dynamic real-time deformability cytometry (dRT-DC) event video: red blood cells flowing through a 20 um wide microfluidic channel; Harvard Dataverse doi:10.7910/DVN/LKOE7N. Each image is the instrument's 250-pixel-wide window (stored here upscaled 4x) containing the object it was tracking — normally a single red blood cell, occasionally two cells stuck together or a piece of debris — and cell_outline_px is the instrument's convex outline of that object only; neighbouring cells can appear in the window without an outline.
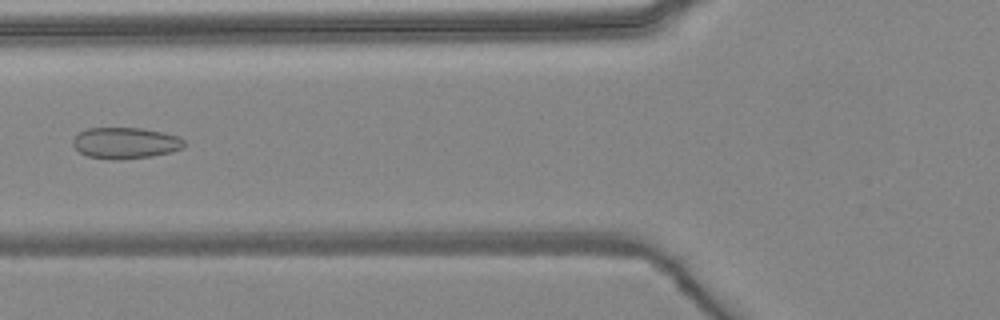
{"species": "common noctule bat (a hibernating species)", "species_latin": "Nyctalus noctula", "temperature_condition": "warm", "stored_images_in_passage": 7, "camera_frame_rate_fps": 3000, "um_per_image_px": 0.085, "animal": {"sex": "female", "body_mass_g": 24.6, "forearm_length_mm": 56.2}, "frame": {"image": 1, "passage_image": 6, "time_ms": 6.333, "image_size_px": [1000, 320], "cell_outline_px": [[184, 148], [172, 152], [152, 156], [120, 160], [112, 160], [88, 156], [80, 152], [72, 144], [72, 140], [80, 132], [88, 128], [144, 128], [164, 132], [176, 136], [184, 140]], "centroid_in_image_um": [10.68, 12.16], "position_along_channel_um": 115.1, "area_um2": 20.35}}
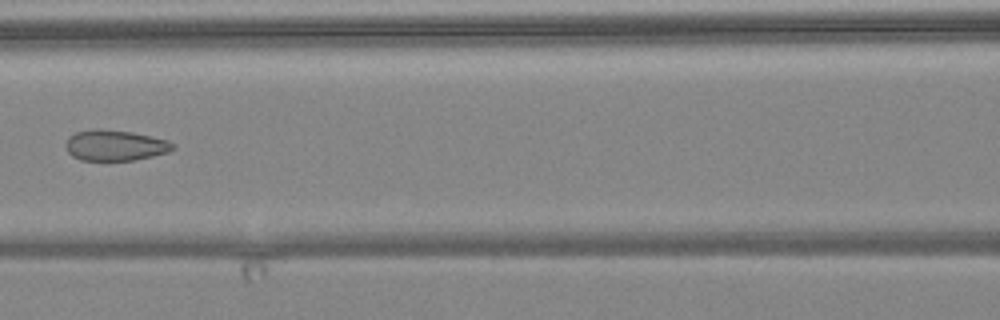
{"frame": {"image": 2, "passage_image": 7, "time_ms": 7.333, "image_size_px": [1000, 320], "cell_outline_px": [[176, 148], [168, 152], [152, 156], [132, 160], [80, 160], [72, 156], [68, 152], [64, 144], [68, 136], [76, 132], [92, 128], [96, 128], [132, 132], [168, 140], [176, 144]], "centroid_in_image_um": [9.76, 12.34], "position_along_channel_um": 156.8, "area_um2": 19.36}}